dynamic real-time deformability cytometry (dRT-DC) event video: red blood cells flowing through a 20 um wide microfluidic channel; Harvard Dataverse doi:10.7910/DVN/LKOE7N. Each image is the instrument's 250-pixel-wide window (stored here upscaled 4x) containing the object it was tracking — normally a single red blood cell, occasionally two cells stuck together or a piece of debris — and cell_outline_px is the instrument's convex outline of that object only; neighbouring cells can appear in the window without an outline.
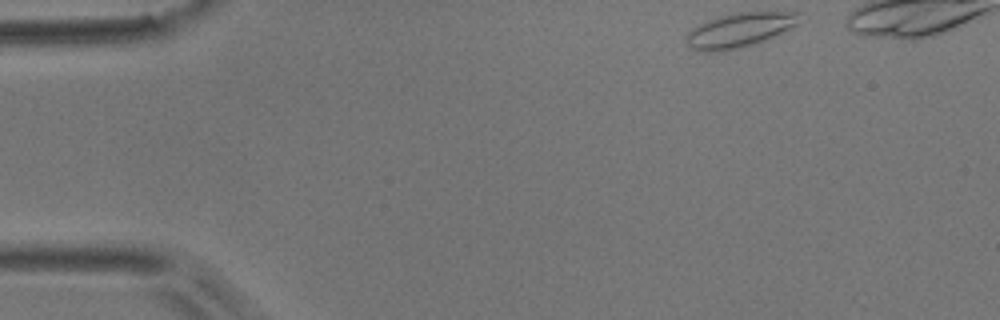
{"species": "common noctule bat (a hibernating species)", "species_latin": "Nyctalus noctula", "temperature_condition": "room temperature", "stored_images_in_passage": 24, "camera_frame_rate_fps": 3000, "um_per_image_px": 0.085, "animal": {"sex": "male", "body_mass_g": 17.9}, "frame": {"image": 1, "passage_image": 1, "time_ms": 0.0, "image_size_px": [1000, 320], "cell_outline_px": [[800, 24], [776, 36], [752, 44], [720, 52], [704, 52], [688, 48], [688, 32], [692, 28], [708, 20], [720, 16], [740, 12], [800, 12]], "centroid_in_image_um": [62.9, 2.56], "position_along_channel_um": 22.1, "area_um2": 22.6}}
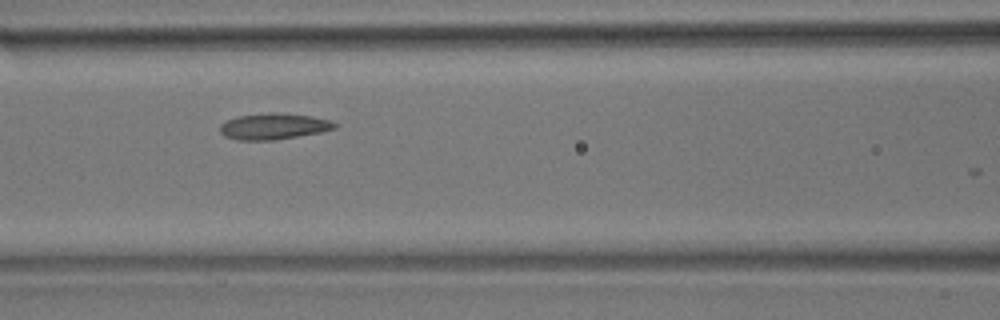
{"frame": {"image": 2, "passage_image": 17, "time_ms": 5.333, "image_size_px": [1000, 320], "cell_outline_px": [[336, 128], [320, 132], [272, 140], [236, 140], [224, 136], [220, 132], [220, 124], [236, 116], [272, 112], [312, 116], [328, 120], [336, 124]], "centroid_in_image_um": [23.21, 10.74], "position_along_channel_um": 143.4, "area_um2": 17.28}}
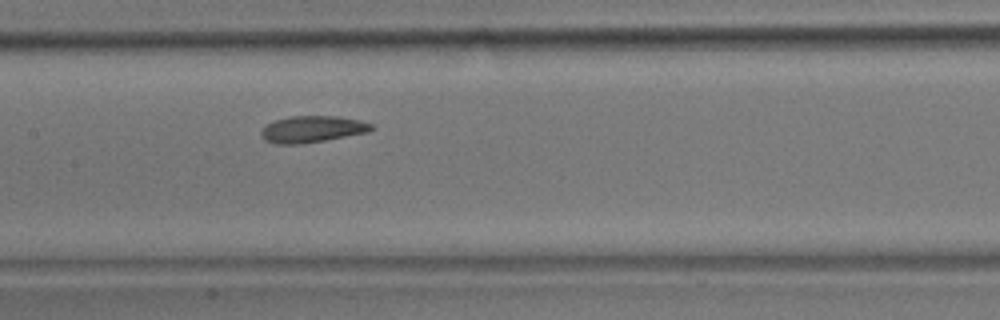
{"frame": {"image": 3, "passage_image": 20, "time_ms": 6.333, "image_size_px": [1000, 320], "cell_outline_px": [[372, 128], [368, 132], [324, 140], [300, 144], [276, 144], [264, 140], [260, 136], [260, 132], [268, 124], [276, 120], [288, 116], [336, 116], [360, 120], [372, 124]], "centroid_in_image_um": [26.51, 10.98], "position_along_channel_um": 180.9, "area_um2": 16.94}}